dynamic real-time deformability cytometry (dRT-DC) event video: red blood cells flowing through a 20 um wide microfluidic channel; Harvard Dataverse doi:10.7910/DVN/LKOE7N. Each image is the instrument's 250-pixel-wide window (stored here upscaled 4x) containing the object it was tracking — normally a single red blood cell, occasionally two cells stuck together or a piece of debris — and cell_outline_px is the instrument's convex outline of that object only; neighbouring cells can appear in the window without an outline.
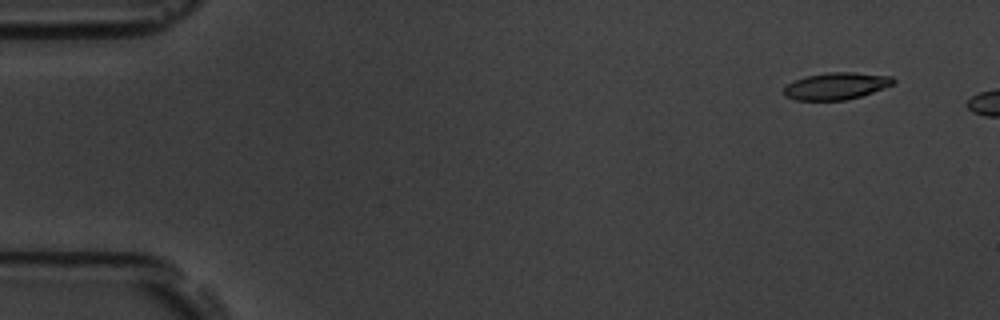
{"species": "common noctule bat (a hibernating species)", "species_latin": "Nyctalus noctula", "temperature_condition": "room temperature", "stored_images_in_passage": 3, "camera_frame_rate_fps": 3000, "um_per_image_px": 0.085, "animal": {"sex": "male", "body_mass_g": 19.5, "forearm_length_mm": 54.6}, "frame": {"image": 1, "passage_image": 1, "time_ms": 0.0, "image_size_px": [1000, 320], "cell_outline_px": [[896, 80], [892, 84], [872, 92], [860, 96], [844, 100], [796, 100], [784, 96], [784, 88], [788, 84], [804, 76], [828, 72], [852, 72], [892, 76]], "centroid_in_image_um": [71.05, 7.3], "position_along_channel_um": 13.9, "area_um2": 17.05}}